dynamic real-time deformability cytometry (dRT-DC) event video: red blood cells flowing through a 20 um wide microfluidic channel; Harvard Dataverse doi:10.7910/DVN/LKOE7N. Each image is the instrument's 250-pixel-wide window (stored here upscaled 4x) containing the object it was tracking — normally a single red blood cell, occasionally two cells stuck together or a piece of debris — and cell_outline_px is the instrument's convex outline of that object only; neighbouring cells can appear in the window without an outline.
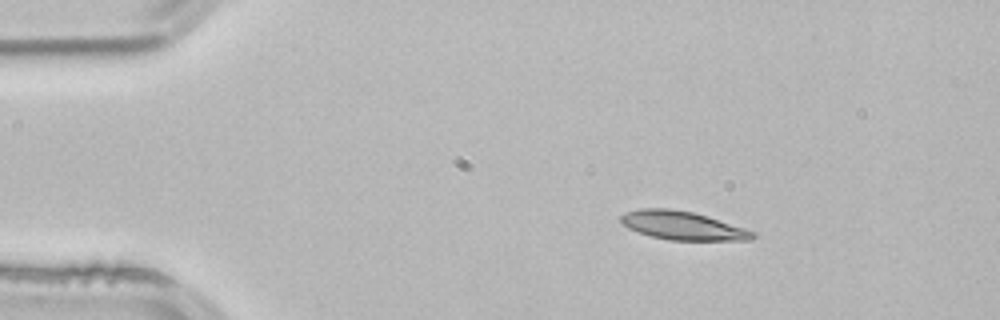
{"species": "common noctule bat (a hibernating species)", "species_latin": "Nyctalus noctula", "temperature_condition": "room temperature", "stored_images_in_passage": 2, "camera_frame_rate_fps": 3000, "um_per_image_px": 0.085, "animal": {"sex": "male", "body_mass_g": 21.5, "forearm_length_mm": 52.0}, "frame": {"image": 1, "passage_image": 1, "time_ms": 0.0, "image_size_px": [1000, 320], "cell_outline_px": [[756, 236], [752, 240], [668, 240], [652, 236], [628, 228], [620, 224], [620, 216], [624, 212], [640, 208], [668, 208], [692, 212], [708, 216], [756, 232]], "centroid_in_image_um": [58.0, 19.17], "position_along_channel_um": 27.0, "area_um2": 21.96}}